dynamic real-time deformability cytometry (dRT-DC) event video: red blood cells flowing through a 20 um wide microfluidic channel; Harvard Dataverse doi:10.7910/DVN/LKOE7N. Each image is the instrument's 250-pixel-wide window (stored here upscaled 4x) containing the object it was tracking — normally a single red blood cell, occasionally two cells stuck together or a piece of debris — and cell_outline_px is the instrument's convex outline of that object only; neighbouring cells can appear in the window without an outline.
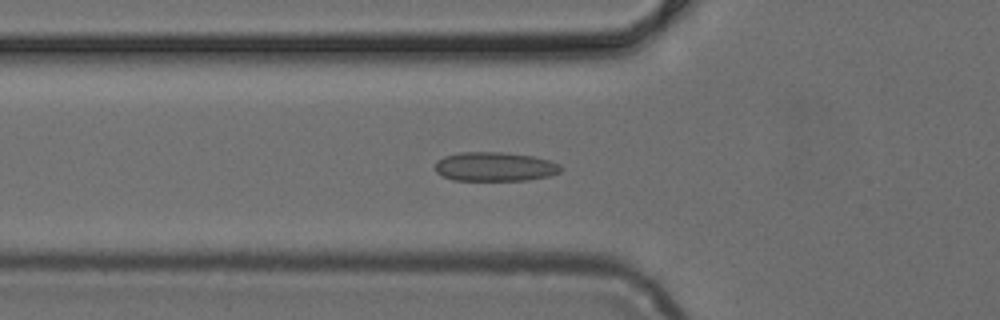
{"species": "common noctule bat (a hibernating species)", "species_latin": "Nyctalus noctula", "temperature_condition": "cold", "stored_images_in_passage": 49, "camera_frame_rate_fps": 3000, "um_per_image_px": 0.085, "animal": {"sex": "female", "body_mass_g": 24.6, "forearm_length_mm": 56.2}, "frame": {"image": 1, "passage_image": 17, "time_ms": 5.333, "image_size_px": [1000, 320], "cell_outline_px": [[564, 168], [560, 172], [548, 176], [528, 180], [452, 180], [436, 172], [436, 160], [444, 156], [460, 152], [500, 152], [532, 156], [548, 160], [560, 164]], "centroid_in_image_um": [42.07, 14.16], "position_along_channel_um": 83.7, "area_um2": 21.33}}
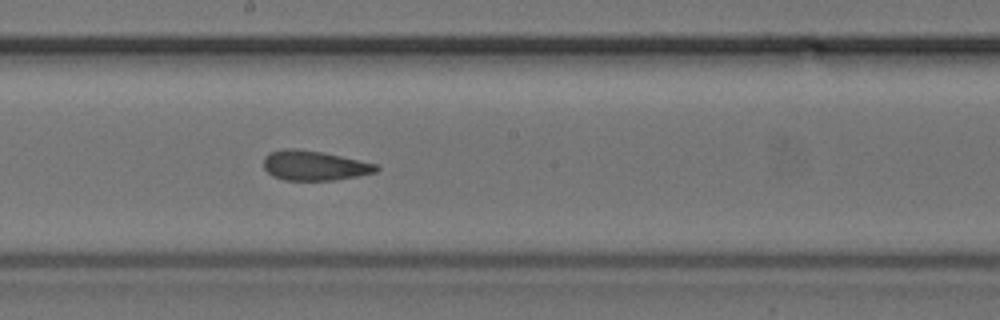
{"frame": {"image": 2, "passage_image": 27, "time_ms": 8.667, "image_size_px": [1000, 320], "cell_outline_px": [[380, 168], [376, 172], [336, 180], [284, 180], [272, 176], [264, 168], [264, 156], [268, 152], [284, 148], [296, 148], [320, 152], [340, 156], [376, 164]], "centroid_in_image_um": [26.67, 14.07], "position_along_channel_um": 221.5, "area_um2": 19.48}}
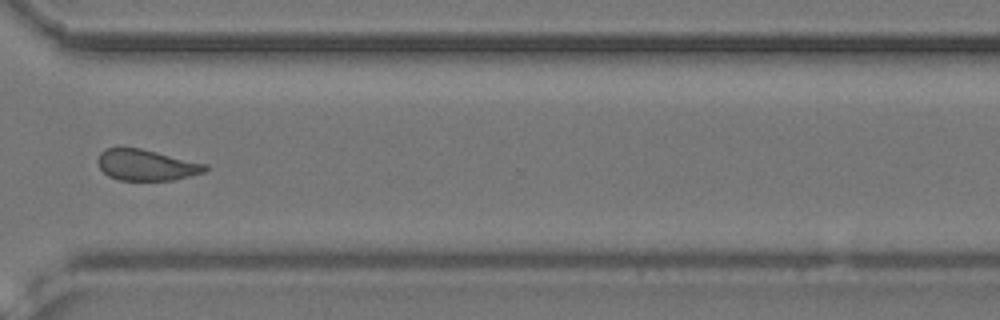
{"frame": {"image": 3, "passage_image": 37, "time_ms": 12.0, "image_size_px": [1000, 320], "cell_outline_px": [[208, 168], [204, 172], [172, 180], [120, 180], [108, 176], [100, 168], [96, 160], [100, 152], [108, 148], [140, 148], [208, 164]], "centroid_in_image_um": [12.43, 14.02], "position_along_channel_um": 358.2, "area_um2": 19.31}}